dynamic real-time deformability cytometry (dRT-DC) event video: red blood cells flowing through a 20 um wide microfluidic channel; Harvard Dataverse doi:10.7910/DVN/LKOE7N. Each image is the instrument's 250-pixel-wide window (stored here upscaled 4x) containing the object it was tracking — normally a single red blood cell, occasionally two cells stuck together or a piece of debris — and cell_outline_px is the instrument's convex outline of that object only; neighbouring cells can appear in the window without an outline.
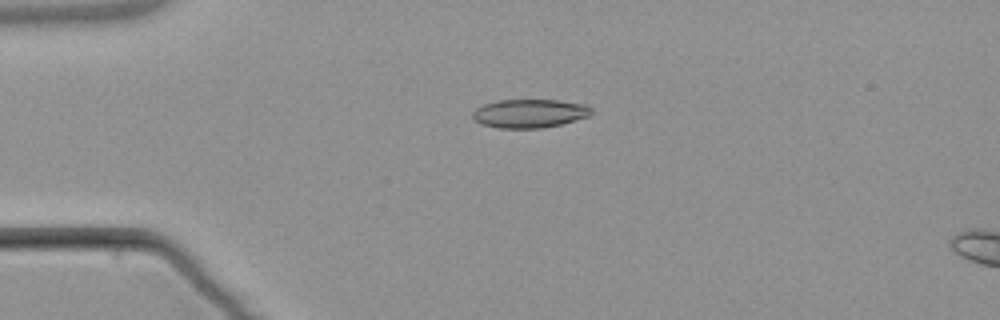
{"species": "common noctule bat (a hibernating species)", "species_latin": "Nyctalus noctula", "temperature_condition": "warm", "stored_images_in_passage": 8, "camera_frame_rate_fps": 3000, "um_per_image_px": 0.085, "animal": {"sex": "male", "body_mass_g": 21.5, "forearm_length_mm": 52.0}, "frame": {"image": 1, "passage_image": 3, "time_ms": 2.333, "image_size_px": [1000, 320], "cell_outline_px": [[592, 112], [588, 116], [560, 124], [544, 128], [500, 128], [480, 124], [472, 116], [472, 112], [476, 108], [484, 104], [496, 100], [560, 100], [588, 104], [592, 108]], "centroid_in_image_um": [45.02, 9.63], "position_along_channel_um": 40.0, "area_um2": 19.88}}
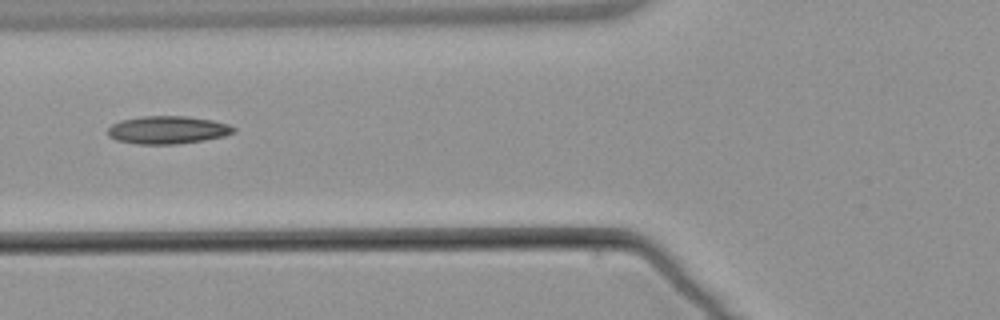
{"frame": {"image": 2, "passage_image": 5, "time_ms": 5.0, "image_size_px": [1000, 320], "cell_outline_px": [[236, 132], [224, 136], [204, 140], [176, 144], [136, 144], [116, 140], [108, 136], [108, 128], [112, 124], [120, 120], [140, 116], [188, 116], [212, 120], [228, 124], [236, 128]], "centroid_in_image_um": [14.24, 11.04], "position_along_channel_um": 111.6, "area_um2": 20.58}}